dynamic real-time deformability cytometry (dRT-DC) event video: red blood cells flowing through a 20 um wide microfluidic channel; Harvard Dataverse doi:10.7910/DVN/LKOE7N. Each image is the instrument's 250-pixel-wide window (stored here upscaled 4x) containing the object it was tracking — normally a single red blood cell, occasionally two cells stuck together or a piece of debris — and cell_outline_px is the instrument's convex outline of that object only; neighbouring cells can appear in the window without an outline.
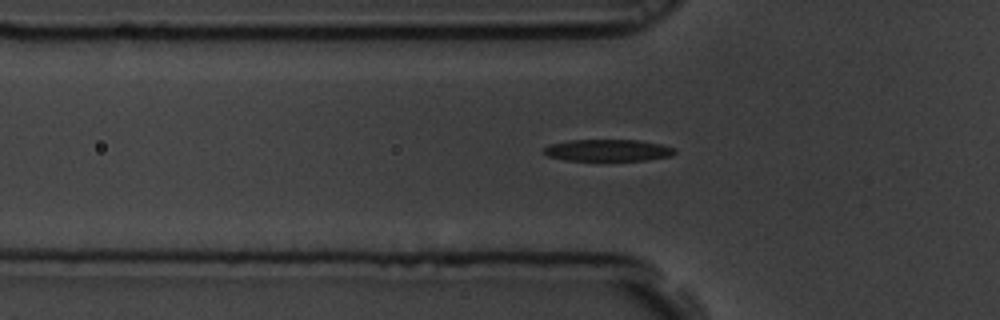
{"species": "common noctule bat (a hibernating species)", "species_latin": "Nyctalus noctula", "temperature_condition": "room temperature", "stored_images_in_passage": 52, "camera_frame_rate_fps": 3000, "um_per_image_px": 0.085, "animal": {"sex": "male", "body_mass_g": 19.5, "forearm_length_mm": 54.6}, "frame": {"image": 1, "passage_image": 19, "time_ms": 6.0, "image_size_px": [1000, 320], "cell_outline_px": [[676, 152], [672, 156], [648, 160], [564, 160], [548, 156], [544, 152], [544, 148], [552, 144], [568, 140], [640, 140], [660, 144], [676, 148]], "centroid_in_image_um": [51.72, 12.77], "position_along_channel_um": 74.1, "area_um2": 16.59}}
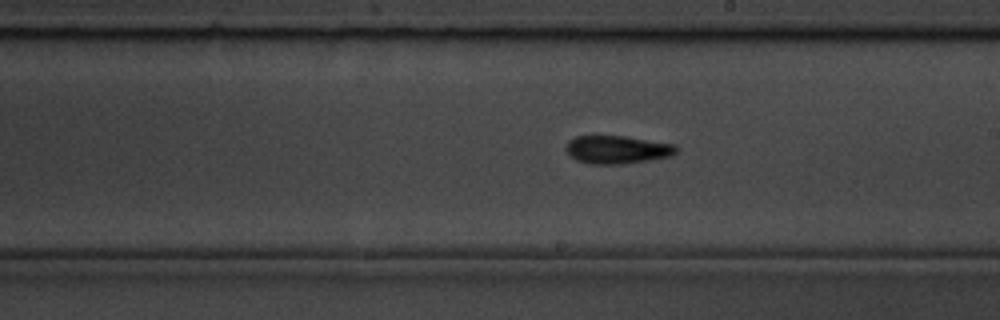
{"frame": {"image": 2, "passage_image": 33, "time_ms": 10.667, "image_size_px": [1000, 320], "cell_outline_px": [[680, 148], [672, 156], [648, 160], [620, 164], [588, 164], [576, 160], [564, 148], [568, 140], [576, 136], [624, 136], [676, 144]], "centroid_in_image_um": [52.47, 12.71], "position_along_channel_um": 236.5, "area_um2": 18.15}}
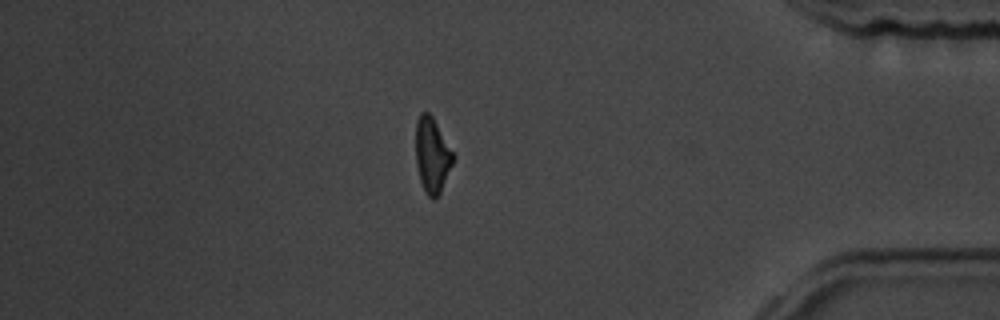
{"frame": {"image": 3, "passage_image": 50, "time_ms": 16.333, "image_size_px": [1000, 320], "cell_outline_px": [[452, 164], [440, 192], [432, 200], [424, 192], [420, 180], [416, 164], [416, 120], [420, 112], [428, 112], [432, 116], [452, 152]], "centroid_in_image_um": [36.69, 13.19], "position_along_channel_um": 398.5, "area_um2": 15.95}}